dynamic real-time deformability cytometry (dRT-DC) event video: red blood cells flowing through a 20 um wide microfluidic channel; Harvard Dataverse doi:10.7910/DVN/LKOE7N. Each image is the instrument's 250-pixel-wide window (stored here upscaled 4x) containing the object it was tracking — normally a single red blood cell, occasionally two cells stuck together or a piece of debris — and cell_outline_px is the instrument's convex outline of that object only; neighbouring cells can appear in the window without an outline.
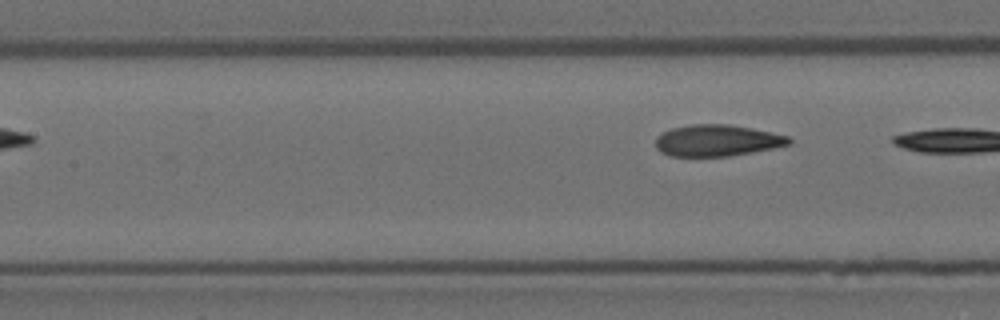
{"species": "Egyptian fruit bat (a non-hibernating species)", "species_latin": "Rousettus aegyptiacus", "temperature_condition": "room temperature", "stored_images_in_passage": 6, "camera_frame_rate_fps": 3000, "um_per_image_px": 0.085, "animal": {"sex": "female"}, "frame": {"image": 1, "passage_image": 6, "time_ms": 1.667, "image_size_px": [1000, 320], "cell_outline_px": [[792, 144], [772, 148], [728, 156], [672, 156], [660, 152], [656, 148], [656, 136], [672, 128], [692, 124], [728, 124], [752, 128], [788, 136], [792, 140]], "centroid_in_image_um": [60.94, 11.94], "position_along_channel_um": 146.5, "area_um2": 24.33}}